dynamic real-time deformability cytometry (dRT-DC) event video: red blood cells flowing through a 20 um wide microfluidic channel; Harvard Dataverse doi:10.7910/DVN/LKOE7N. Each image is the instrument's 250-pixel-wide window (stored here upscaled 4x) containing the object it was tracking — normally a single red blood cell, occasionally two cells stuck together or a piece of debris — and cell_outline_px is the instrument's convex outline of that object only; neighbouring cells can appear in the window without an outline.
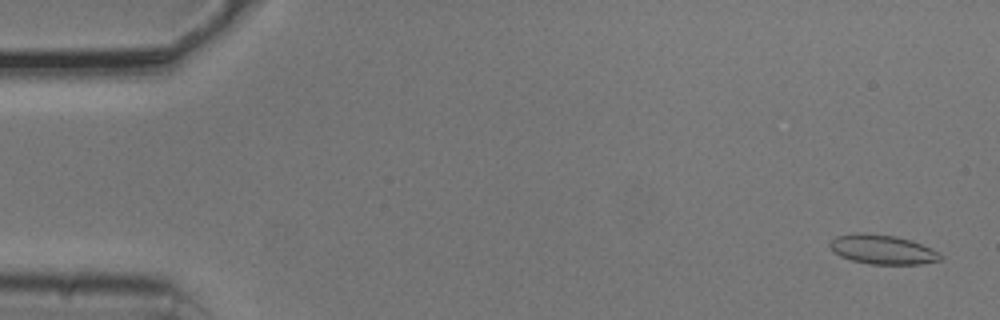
{"species": "common noctule bat (a hibernating species)", "species_latin": "Nyctalus noctula", "temperature_condition": "cold", "stored_images_in_passage": 12, "camera_frame_rate_fps": 3000, "um_per_image_px": 0.085, "animal": {"sex": "male", "body_mass_g": 20.5, "forearm_length_mm": 52.5}, "frame": {"image": 1, "passage_image": 2, "time_ms": 0.333, "image_size_px": [1000, 320], "cell_outline_px": [[944, 256], [940, 260], [920, 264], [872, 264], [852, 260], [840, 256], [832, 252], [828, 244], [836, 236], [856, 232], [864, 232], [896, 236], [912, 240], [932, 248], [940, 252]], "centroid_in_image_um": [75.02, 21.19], "position_along_channel_um": 10.0, "area_um2": 19.19}}